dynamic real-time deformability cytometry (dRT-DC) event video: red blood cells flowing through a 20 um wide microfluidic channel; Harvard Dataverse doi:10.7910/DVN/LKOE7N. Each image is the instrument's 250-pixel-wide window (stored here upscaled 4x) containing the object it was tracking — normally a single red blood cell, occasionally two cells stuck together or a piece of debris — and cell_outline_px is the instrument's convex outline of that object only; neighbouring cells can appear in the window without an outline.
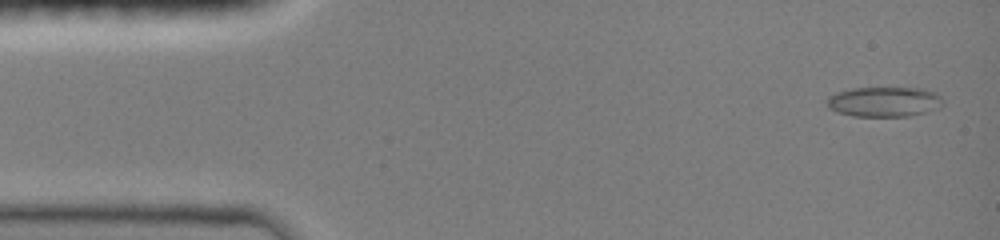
{"species": "common noctule bat (a hibernating species)", "species_latin": "Nyctalus noctula", "temperature_condition": "room temperature", "stored_images_in_passage": 8, "camera_frame_rate_fps": 3000, "um_per_image_px": 0.085, "animal": {"sex": "female", "body_mass_g": 19.0, "forearm_length_mm": 51.5}, "frame": {"image": 1, "passage_image": 1, "time_ms": 0.0, "image_size_px": [1000, 240], "cell_outline_px": [[944, 104], [940, 108], [912, 116], [852, 116], [836, 112], [828, 108], [828, 96], [836, 92], [852, 88], [924, 88], [936, 92], [940, 96]], "centroid_in_image_um": [75.18, 8.65], "position_along_channel_um": 9.8, "area_um2": 20.52}}
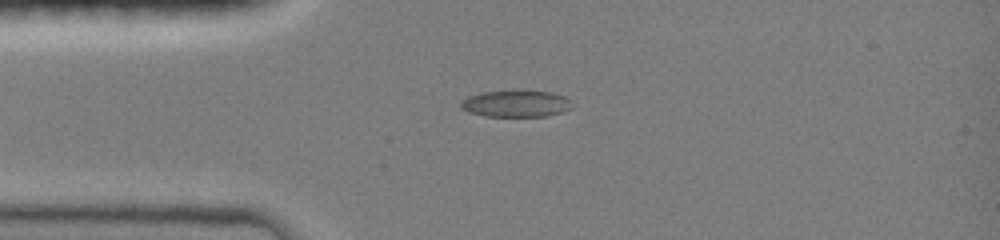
{"frame": {"image": 2, "passage_image": 7, "time_ms": 3.0, "image_size_px": [1000, 240], "cell_outline_px": [[576, 104], [572, 108], [564, 112], [548, 116], [484, 116], [468, 112], [460, 108], [460, 100], [468, 96], [484, 92], [552, 92], [564, 96]], "centroid_in_image_um": [43.89, 8.84], "position_along_channel_um": 41.1, "area_um2": 17.22}}